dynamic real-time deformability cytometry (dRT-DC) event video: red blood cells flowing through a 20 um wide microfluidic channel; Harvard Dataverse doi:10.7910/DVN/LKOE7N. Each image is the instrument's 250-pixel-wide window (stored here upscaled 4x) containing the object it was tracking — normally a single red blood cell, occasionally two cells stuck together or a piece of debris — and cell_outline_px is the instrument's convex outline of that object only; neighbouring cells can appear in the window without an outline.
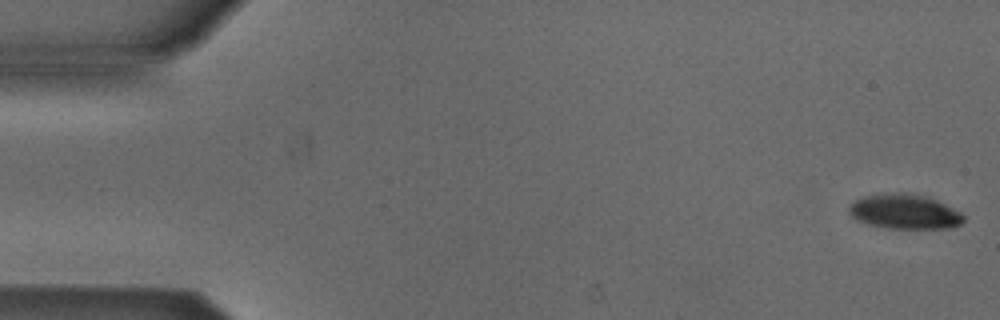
{"species": "Egyptian fruit bat (a non-hibernating species)", "species_latin": "Rousettus aegyptiacus", "temperature_condition": "cold", "stored_images_in_passage": 52, "camera_frame_rate_fps": 3000, "um_per_image_px": 0.085, "animal": {"sex": "male"}, "frame": {"image": 1, "passage_image": 1, "time_ms": 0.0, "image_size_px": [1000, 320], "cell_outline_px": [[964, 220], [960, 224], [948, 228], [888, 228], [868, 224], [856, 220], [848, 212], [848, 208], [856, 200], [864, 196], [904, 192], [924, 196], [936, 200], [960, 212], [964, 216]], "centroid_in_image_um": [76.88, 18.0], "position_along_channel_um": 8.1, "area_um2": 22.83}}
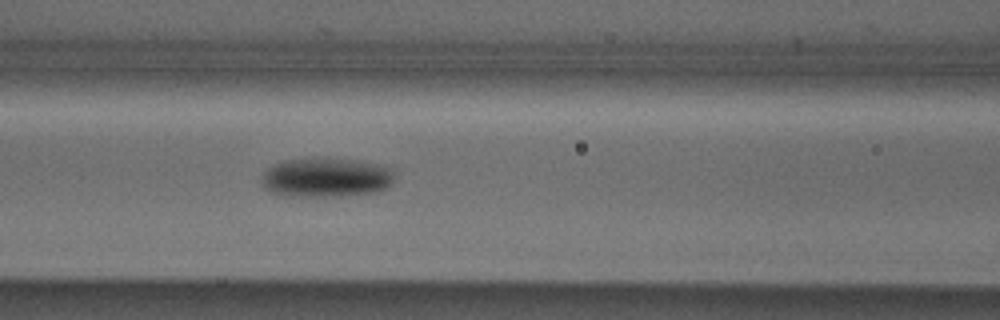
{"frame": {"image": 2, "passage_image": 22, "time_ms": 7.0, "image_size_px": [1000, 320], "cell_outline_px": [[392, 184], [388, 188], [376, 192], [340, 196], [280, 196], [264, 188], [264, 172], [268, 168], [284, 160], [320, 156], [356, 160], [392, 168]], "centroid_in_image_um": [27.72, 15.07], "position_along_channel_um": 138.9, "area_um2": 30.75}}
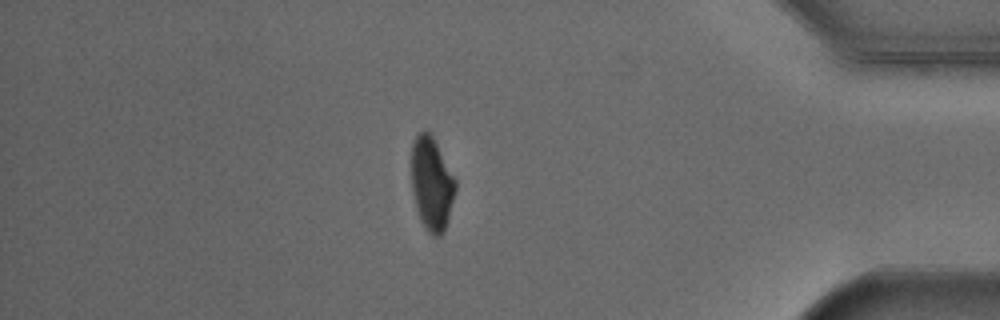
{"frame": {"image": 3, "passage_image": 45, "time_ms": 14.667, "image_size_px": [1000, 320], "cell_outline_px": [[456, 188], [448, 220], [444, 232], [440, 236], [432, 236], [424, 228], [420, 220], [416, 208], [412, 192], [412, 144], [416, 136], [424, 128], [432, 136], [456, 180]], "centroid_in_image_um": [36.69, 15.65], "position_along_channel_um": 398.5, "area_um2": 23.87}}